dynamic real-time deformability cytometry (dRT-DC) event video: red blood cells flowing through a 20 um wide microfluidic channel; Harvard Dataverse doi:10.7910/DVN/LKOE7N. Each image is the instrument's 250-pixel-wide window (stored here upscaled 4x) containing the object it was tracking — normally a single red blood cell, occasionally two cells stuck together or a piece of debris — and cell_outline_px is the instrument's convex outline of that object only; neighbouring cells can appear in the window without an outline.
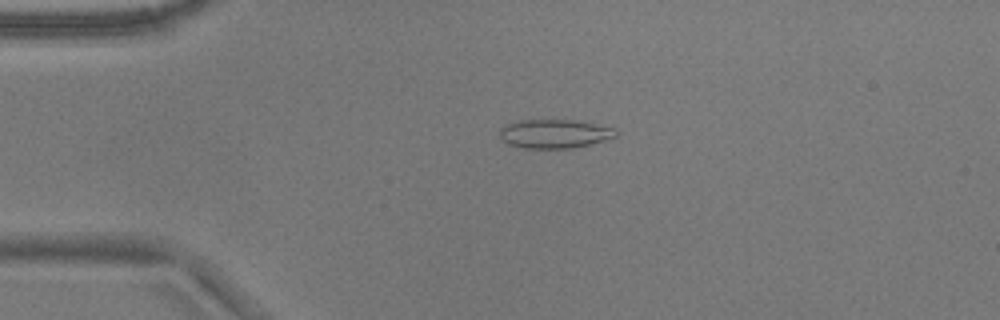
{"species": "common noctule bat (a hibernating species)", "species_latin": "Nyctalus noctula", "temperature_condition": "warm", "stored_images_in_passage": 49, "camera_frame_rate_fps": 3000, "um_per_image_px": 0.085, "animal": {"sex": "male", "body_mass_g": 17.9}, "frame": {"image": 1, "passage_image": 8, "time_ms": 2.333, "image_size_px": [1000, 320], "cell_outline_px": [[616, 136], [604, 140], [572, 148], [524, 148], [508, 144], [500, 136], [500, 128], [516, 120], [572, 120], [612, 128], [616, 132]], "centroid_in_image_um": [47.07, 11.37], "position_along_channel_um": 37.9, "area_um2": 19.07}}
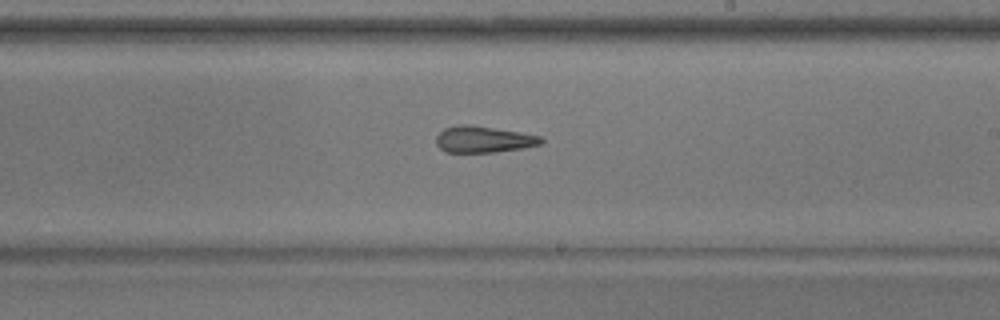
{"frame": {"image": 2, "passage_image": 27, "time_ms": 8.667, "image_size_px": [1000, 320], "cell_outline_px": [[544, 140], [540, 144], [524, 148], [496, 152], [444, 152], [436, 144], [436, 136], [444, 128], [460, 124], [472, 124], [520, 132], [540, 136]], "centroid_in_image_um": [41.08, 11.84], "position_along_channel_um": 247.9, "area_um2": 16.3}}
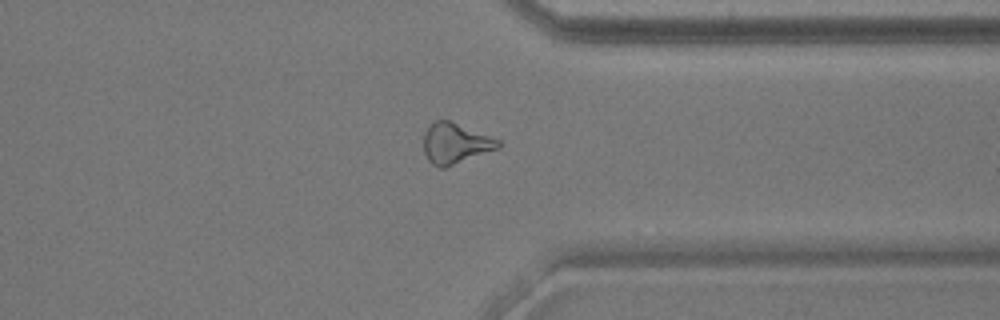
{"frame": {"image": 3, "passage_image": 37, "time_ms": 12.0, "image_size_px": [1000, 320], "cell_outline_px": [[500, 148], [444, 168], [440, 168], [432, 164], [428, 160], [424, 152], [424, 132], [428, 124], [436, 120], [448, 120], [500, 140]], "centroid_in_image_um": [38.68, 12.19], "position_along_channel_um": 372.7, "area_um2": 17.57}, "authors_computed_cell_mechanics": {"area_um2": 18.1492, "velocity_mm_per_s": 3.8155, "shape_relaxation_time_tau1_ms": null, "shape_relaxation_time_tau2_ms": 3.2225, "deformation_change_tau1": null, "deformation_change_tau2": 0.1229}}